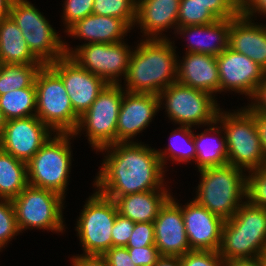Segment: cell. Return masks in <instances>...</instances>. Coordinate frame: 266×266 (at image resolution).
Returning a JSON list of instances; mask_svg holds the SVG:
<instances>
[{
	"mask_svg": "<svg viewBox=\"0 0 266 266\" xmlns=\"http://www.w3.org/2000/svg\"><path fill=\"white\" fill-rule=\"evenodd\" d=\"M105 150L107 156L94 182L99 193L106 197H120L166 190L163 188L164 167L154 148L130 141L117 142L100 149V152Z\"/></svg>",
	"mask_w": 266,
	"mask_h": 266,
	"instance_id": "obj_1",
	"label": "cell"
},
{
	"mask_svg": "<svg viewBox=\"0 0 266 266\" xmlns=\"http://www.w3.org/2000/svg\"><path fill=\"white\" fill-rule=\"evenodd\" d=\"M168 39H144L132 49L125 91L159 95L177 82V55ZM134 51V52H133Z\"/></svg>",
	"mask_w": 266,
	"mask_h": 266,
	"instance_id": "obj_2",
	"label": "cell"
},
{
	"mask_svg": "<svg viewBox=\"0 0 266 266\" xmlns=\"http://www.w3.org/2000/svg\"><path fill=\"white\" fill-rule=\"evenodd\" d=\"M266 250V209L246 200L222 227L223 260L257 258Z\"/></svg>",
	"mask_w": 266,
	"mask_h": 266,
	"instance_id": "obj_3",
	"label": "cell"
},
{
	"mask_svg": "<svg viewBox=\"0 0 266 266\" xmlns=\"http://www.w3.org/2000/svg\"><path fill=\"white\" fill-rule=\"evenodd\" d=\"M199 172L201 181L194 200L224 221L231 219L247 196V176L243 170L226 164Z\"/></svg>",
	"mask_w": 266,
	"mask_h": 266,
	"instance_id": "obj_4",
	"label": "cell"
},
{
	"mask_svg": "<svg viewBox=\"0 0 266 266\" xmlns=\"http://www.w3.org/2000/svg\"><path fill=\"white\" fill-rule=\"evenodd\" d=\"M219 121L226 138L228 164L247 171L266 165L256 121L245 107L234 113L219 111Z\"/></svg>",
	"mask_w": 266,
	"mask_h": 266,
	"instance_id": "obj_5",
	"label": "cell"
},
{
	"mask_svg": "<svg viewBox=\"0 0 266 266\" xmlns=\"http://www.w3.org/2000/svg\"><path fill=\"white\" fill-rule=\"evenodd\" d=\"M71 133H56L27 162L28 185L53 191L65 198L70 166ZM70 139V140H69Z\"/></svg>",
	"mask_w": 266,
	"mask_h": 266,
	"instance_id": "obj_6",
	"label": "cell"
},
{
	"mask_svg": "<svg viewBox=\"0 0 266 266\" xmlns=\"http://www.w3.org/2000/svg\"><path fill=\"white\" fill-rule=\"evenodd\" d=\"M36 116L53 133L75 131L79 116L74 112L62 79L48 66L43 65L35 78Z\"/></svg>",
	"mask_w": 266,
	"mask_h": 266,
	"instance_id": "obj_7",
	"label": "cell"
},
{
	"mask_svg": "<svg viewBox=\"0 0 266 266\" xmlns=\"http://www.w3.org/2000/svg\"><path fill=\"white\" fill-rule=\"evenodd\" d=\"M9 16L21 29L29 50L43 65L66 56L65 43L29 1L12 0Z\"/></svg>",
	"mask_w": 266,
	"mask_h": 266,
	"instance_id": "obj_8",
	"label": "cell"
},
{
	"mask_svg": "<svg viewBox=\"0 0 266 266\" xmlns=\"http://www.w3.org/2000/svg\"><path fill=\"white\" fill-rule=\"evenodd\" d=\"M63 200L53 191L27 185L11 200L19 232L31 227L62 232Z\"/></svg>",
	"mask_w": 266,
	"mask_h": 266,
	"instance_id": "obj_9",
	"label": "cell"
},
{
	"mask_svg": "<svg viewBox=\"0 0 266 266\" xmlns=\"http://www.w3.org/2000/svg\"><path fill=\"white\" fill-rule=\"evenodd\" d=\"M124 91L121 84H108L89 109L79 117L73 135L76 136L84 127L88 141L97 151L115 144L118 115Z\"/></svg>",
	"mask_w": 266,
	"mask_h": 266,
	"instance_id": "obj_10",
	"label": "cell"
},
{
	"mask_svg": "<svg viewBox=\"0 0 266 266\" xmlns=\"http://www.w3.org/2000/svg\"><path fill=\"white\" fill-rule=\"evenodd\" d=\"M117 214L113 199L98 191L89 196L76 226L83 254L103 255L112 248V228Z\"/></svg>",
	"mask_w": 266,
	"mask_h": 266,
	"instance_id": "obj_11",
	"label": "cell"
},
{
	"mask_svg": "<svg viewBox=\"0 0 266 266\" xmlns=\"http://www.w3.org/2000/svg\"><path fill=\"white\" fill-rule=\"evenodd\" d=\"M158 96L160 107L165 99L169 118L182 126L212 125L221 111L214 95L178 82L169 85Z\"/></svg>",
	"mask_w": 266,
	"mask_h": 266,
	"instance_id": "obj_12",
	"label": "cell"
},
{
	"mask_svg": "<svg viewBox=\"0 0 266 266\" xmlns=\"http://www.w3.org/2000/svg\"><path fill=\"white\" fill-rule=\"evenodd\" d=\"M123 42V43H122ZM124 43H85L75 50L65 44V53L81 68L105 80L108 84H119V76L126 77L131 48Z\"/></svg>",
	"mask_w": 266,
	"mask_h": 266,
	"instance_id": "obj_13",
	"label": "cell"
},
{
	"mask_svg": "<svg viewBox=\"0 0 266 266\" xmlns=\"http://www.w3.org/2000/svg\"><path fill=\"white\" fill-rule=\"evenodd\" d=\"M48 66L62 79L73 110L79 117L108 85L105 80L81 68L67 55Z\"/></svg>",
	"mask_w": 266,
	"mask_h": 266,
	"instance_id": "obj_14",
	"label": "cell"
},
{
	"mask_svg": "<svg viewBox=\"0 0 266 266\" xmlns=\"http://www.w3.org/2000/svg\"><path fill=\"white\" fill-rule=\"evenodd\" d=\"M51 132L36 115L8 120L0 134V149L27 163Z\"/></svg>",
	"mask_w": 266,
	"mask_h": 266,
	"instance_id": "obj_15",
	"label": "cell"
},
{
	"mask_svg": "<svg viewBox=\"0 0 266 266\" xmlns=\"http://www.w3.org/2000/svg\"><path fill=\"white\" fill-rule=\"evenodd\" d=\"M219 71V92L224 90L252 97L266 71L251 58L227 47L216 56Z\"/></svg>",
	"mask_w": 266,
	"mask_h": 266,
	"instance_id": "obj_16",
	"label": "cell"
},
{
	"mask_svg": "<svg viewBox=\"0 0 266 266\" xmlns=\"http://www.w3.org/2000/svg\"><path fill=\"white\" fill-rule=\"evenodd\" d=\"M181 209L190 249L218 251L225 221L194 199Z\"/></svg>",
	"mask_w": 266,
	"mask_h": 266,
	"instance_id": "obj_17",
	"label": "cell"
},
{
	"mask_svg": "<svg viewBox=\"0 0 266 266\" xmlns=\"http://www.w3.org/2000/svg\"><path fill=\"white\" fill-rule=\"evenodd\" d=\"M155 246L161 256L181 257L190 252L181 206L171 196L154 220Z\"/></svg>",
	"mask_w": 266,
	"mask_h": 266,
	"instance_id": "obj_18",
	"label": "cell"
},
{
	"mask_svg": "<svg viewBox=\"0 0 266 266\" xmlns=\"http://www.w3.org/2000/svg\"><path fill=\"white\" fill-rule=\"evenodd\" d=\"M160 109L158 95L124 91L116 128V143L129 142L145 129Z\"/></svg>",
	"mask_w": 266,
	"mask_h": 266,
	"instance_id": "obj_19",
	"label": "cell"
},
{
	"mask_svg": "<svg viewBox=\"0 0 266 266\" xmlns=\"http://www.w3.org/2000/svg\"><path fill=\"white\" fill-rule=\"evenodd\" d=\"M228 47L251 58L266 71V25L252 23L242 13L231 18Z\"/></svg>",
	"mask_w": 266,
	"mask_h": 266,
	"instance_id": "obj_20",
	"label": "cell"
},
{
	"mask_svg": "<svg viewBox=\"0 0 266 266\" xmlns=\"http://www.w3.org/2000/svg\"><path fill=\"white\" fill-rule=\"evenodd\" d=\"M177 62V82L209 94L219 92V71L215 56L185 53Z\"/></svg>",
	"mask_w": 266,
	"mask_h": 266,
	"instance_id": "obj_21",
	"label": "cell"
},
{
	"mask_svg": "<svg viewBox=\"0 0 266 266\" xmlns=\"http://www.w3.org/2000/svg\"><path fill=\"white\" fill-rule=\"evenodd\" d=\"M179 7L180 0H137L134 25L140 26L146 39H166L161 33L174 25L177 28Z\"/></svg>",
	"mask_w": 266,
	"mask_h": 266,
	"instance_id": "obj_22",
	"label": "cell"
},
{
	"mask_svg": "<svg viewBox=\"0 0 266 266\" xmlns=\"http://www.w3.org/2000/svg\"><path fill=\"white\" fill-rule=\"evenodd\" d=\"M128 30L132 29L123 19L90 14L65 31L74 38L89 41L88 43H118Z\"/></svg>",
	"mask_w": 266,
	"mask_h": 266,
	"instance_id": "obj_23",
	"label": "cell"
},
{
	"mask_svg": "<svg viewBox=\"0 0 266 266\" xmlns=\"http://www.w3.org/2000/svg\"><path fill=\"white\" fill-rule=\"evenodd\" d=\"M230 27L231 18L218 19L206 25L177 27L176 33L190 37L186 53H202L216 57L228 47ZM191 36L192 39L197 36V39L192 41Z\"/></svg>",
	"mask_w": 266,
	"mask_h": 266,
	"instance_id": "obj_24",
	"label": "cell"
},
{
	"mask_svg": "<svg viewBox=\"0 0 266 266\" xmlns=\"http://www.w3.org/2000/svg\"><path fill=\"white\" fill-rule=\"evenodd\" d=\"M171 197L167 190H150L120 197H108L115 201L118 213L135 223L151 222L157 218L161 207Z\"/></svg>",
	"mask_w": 266,
	"mask_h": 266,
	"instance_id": "obj_25",
	"label": "cell"
},
{
	"mask_svg": "<svg viewBox=\"0 0 266 266\" xmlns=\"http://www.w3.org/2000/svg\"><path fill=\"white\" fill-rule=\"evenodd\" d=\"M42 64L29 50L21 29L9 16L0 20V64Z\"/></svg>",
	"mask_w": 266,
	"mask_h": 266,
	"instance_id": "obj_26",
	"label": "cell"
},
{
	"mask_svg": "<svg viewBox=\"0 0 266 266\" xmlns=\"http://www.w3.org/2000/svg\"><path fill=\"white\" fill-rule=\"evenodd\" d=\"M214 124L215 127L210 126L209 129H205V131L201 132L200 134L195 135L193 133V141L196 150L195 162L197 164L198 170L207 167H215L228 164L225 135L218 140H216L217 138L209 137L210 132L222 134L219 130L221 127L216 126L218 122H215Z\"/></svg>",
	"mask_w": 266,
	"mask_h": 266,
	"instance_id": "obj_27",
	"label": "cell"
},
{
	"mask_svg": "<svg viewBox=\"0 0 266 266\" xmlns=\"http://www.w3.org/2000/svg\"><path fill=\"white\" fill-rule=\"evenodd\" d=\"M27 185V163L0 149V199H14Z\"/></svg>",
	"mask_w": 266,
	"mask_h": 266,
	"instance_id": "obj_28",
	"label": "cell"
},
{
	"mask_svg": "<svg viewBox=\"0 0 266 266\" xmlns=\"http://www.w3.org/2000/svg\"><path fill=\"white\" fill-rule=\"evenodd\" d=\"M0 109L6 120L35 116L36 113V87L16 89L0 95Z\"/></svg>",
	"mask_w": 266,
	"mask_h": 266,
	"instance_id": "obj_29",
	"label": "cell"
},
{
	"mask_svg": "<svg viewBox=\"0 0 266 266\" xmlns=\"http://www.w3.org/2000/svg\"><path fill=\"white\" fill-rule=\"evenodd\" d=\"M43 64H0V95L31 87Z\"/></svg>",
	"mask_w": 266,
	"mask_h": 266,
	"instance_id": "obj_30",
	"label": "cell"
},
{
	"mask_svg": "<svg viewBox=\"0 0 266 266\" xmlns=\"http://www.w3.org/2000/svg\"><path fill=\"white\" fill-rule=\"evenodd\" d=\"M191 128L192 127L190 126L181 125V127L175 129V131L171 133L169 138L171 140L169 141L170 143L168 145V148H165L164 152H162V150H157V154L163 166L166 163V159L169 157L171 158V160L173 159L172 161L175 160L177 162L186 163L190 162L191 160L195 161L196 150L193 141V132Z\"/></svg>",
	"mask_w": 266,
	"mask_h": 266,
	"instance_id": "obj_31",
	"label": "cell"
},
{
	"mask_svg": "<svg viewBox=\"0 0 266 266\" xmlns=\"http://www.w3.org/2000/svg\"><path fill=\"white\" fill-rule=\"evenodd\" d=\"M137 0H94L92 14L123 19L130 27L136 21Z\"/></svg>",
	"mask_w": 266,
	"mask_h": 266,
	"instance_id": "obj_32",
	"label": "cell"
},
{
	"mask_svg": "<svg viewBox=\"0 0 266 266\" xmlns=\"http://www.w3.org/2000/svg\"><path fill=\"white\" fill-rule=\"evenodd\" d=\"M218 19L203 5L193 0H180L177 27L206 25Z\"/></svg>",
	"mask_w": 266,
	"mask_h": 266,
	"instance_id": "obj_33",
	"label": "cell"
},
{
	"mask_svg": "<svg viewBox=\"0 0 266 266\" xmlns=\"http://www.w3.org/2000/svg\"><path fill=\"white\" fill-rule=\"evenodd\" d=\"M248 172L246 199L251 204L266 209V165Z\"/></svg>",
	"mask_w": 266,
	"mask_h": 266,
	"instance_id": "obj_34",
	"label": "cell"
},
{
	"mask_svg": "<svg viewBox=\"0 0 266 266\" xmlns=\"http://www.w3.org/2000/svg\"><path fill=\"white\" fill-rule=\"evenodd\" d=\"M17 234L19 230L12 201L0 199V251Z\"/></svg>",
	"mask_w": 266,
	"mask_h": 266,
	"instance_id": "obj_35",
	"label": "cell"
},
{
	"mask_svg": "<svg viewBox=\"0 0 266 266\" xmlns=\"http://www.w3.org/2000/svg\"><path fill=\"white\" fill-rule=\"evenodd\" d=\"M64 2L62 17L67 30L93 12L94 0H65Z\"/></svg>",
	"mask_w": 266,
	"mask_h": 266,
	"instance_id": "obj_36",
	"label": "cell"
},
{
	"mask_svg": "<svg viewBox=\"0 0 266 266\" xmlns=\"http://www.w3.org/2000/svg\"><path fill=\"white\" fill-rule=\"evenodd\" d=\"M207 7L217 19L235 18L241 13L238 0H193Z\"/></svg>",
	"mask_w": 266,
	"mask_h": 266,
	"instance_id": "obj_37",
	"label": "cell"
},
{
	"mask_svg": "<svg viewBox=\"0 0 266 266\" xmlns=\"http://www.w3.org/2000/svg\"><path fill=\"white\" fill-rule=\"evenodd\" d=\"M181 266H224L218 251L191 250L180 257Z\"/></svg>",
	"mask_w": 266,
	"mask_h": 266,
	"instance_id": "obj_38",
	"label": "cell"
},
{
	"mask_svg": "<svg viewBox=\"0 0 266 266\" xmlns=\"http://www.w3.org/2000/svg\"><path fill=\"white\" fill-rule=\"evenodd\" d=\"M146 246H155L154 223H135L133 234L131 235L126 248H142Z\"/></svg>",
	"mask_w": 266,
	"mask_h": 266,
	"instance_id": "obj_39",
	"label": "cell"
},
{
	"mask_svg": "<svg viewBox=\"0 0 266 266\" xmlns=\"http://www.w3.org/2000/svg\"><path fill=\"white\" fill-rule=\"evenodd\" d=\"M134 227L135 222L118 213L112 228V247H126Z\"/></svg>",
	"mask_w": 266,
	"mask_h": 266,
	"instance_id": "obj_40",
	"label": "cell"
},
{
	"mask_svg": "<svg viewBox=\"0 0 266 266\" xmlns=\"http://www.w3.org/2000/svg\"><path fill=\"white\" fill-rule=\"evenodd\" d=\"M128 253L136 266H154L161 256L156 246L142 248H127Z\"/></svg>",
	"mask_w": 266,
	"mask_h": 266,
	"instance_id": "obj_41",
	"label": "cell"
},
{
	"mask_svg": "<svg viewBox=\"0 0 266 266\" xmlns=\"http://www.w3.org/2000/svg\"><path fill=\"white\" fill-rule=\"evenodd\" d=\"M103 256L106 258L109 266H136L126 247H112Z\"/></svg>",
	"mask_w": 266,
	"mask_h": 266,
	"instance_id": "obj_42",
	"label": "cell"
},
{
	"mask_svg": "<svg viewBox=\"0 0 266 266\" xmlns=\"http://www.w3.org/2000/svg\"><path fill=\"white\" fill-rule=\"evenodd\" d=\"M251 98L252 100H255V103H251L247 107L252 112L266 114V75L256 87V90Z\"/></svg>",
	"mask_w": 266,
	"mask_h": 266,
	"instance_id": "obj_43",
	"label": "cell"
},
{
	"mask_svg": "<svg viewBox=\"0 0 266 266\" xmlns=\"http://www.w3.org/2000/svg\"><path fill=\"white\" fill-rule=\"evenodd\" d=\"M72 266H109L103 255L81 254L72 258Z\"/></svg>",
	"mask_w": 266,
	"mask_h": 266,
	"instance_id": "obj_44",
	"label": "cell"
},
{
	"mask_svg": "<svg viewBox=\"0 0 266 266\" xmlns=\"http://www.w3.org/2000/svg\"><path fill=\"white\" fill-rule=\"evenodd\" d=\"M257 11L261 12L260 15H266V0H245L241 4V13L250 19Z\"/></svg>",
	"mask_w": 266,
	"mask_h": 266,
	"instance_id": "obj_45",
	"label": "cell"
},
{
	"mask_svg": "<svg viewBox=\"0 0 266 266\" xmlns=\"http://www.w3.org/2000/svg\"><path fill=\"white\" fill-rule=\"evenodd\" d=\"M246 109L253 115L256 121V127H257L258 134L260 137L262 150L264 153V157L266 159V114L252 112L247 106H246Z\"/></svg>",
	"mask_w": 266,
	"mask_h": 266,
	"instance_id": "obj_46",
	"label": "cell"
},
{
	"mask_svg": "<svg viewBox=\"0 0 266 266\" xmlns=\"http://www.w3.org/2000/svg\"><path fill=\"white\" fill-rule=\"evenodd\" d=\"M224 266H262L260 257L228 259L224 261Z\"/></svg>",
	"mask_w": 266,
	"mask_h": 266,
	"instance_id": "obj_47",
	"label": "cell"
},
{
	"mask_svg": "<svg viewBox=\"0 0 266 266\" xmlns=\"http://www.w3.org/2000/svg\"><path fill=\"white\" fill-rule=\"evenodd\" d=\"M154 266H181L178 256H160Z\"/></svg>",
	"mask_w": 266,
	"mask_h": 266,
	"instance_id": "obj_48",
	"label": "cell"
},
{
	"mask_svg": "<svg viewBox=\"0 0 266 266\" xmlns=\"http://www.w3.org/2000/svg\"><path fill=\"white\" fill-rule=\"evenodd\" d=\"M12 0H0V20L9 17Z\"/></svg>",
	"mask_w": 266,
	"mask_h": 266,
	"instance_id": "obj_49",
	"label": "cell"
},
{
	"mask_svg": "<svg viewBox=\"0 0 266 266\" xmlns=\"http://www.w3.org/2000/svg\"><path fill=\"white\" fill-rule=\"evenodd\" d=\"M6 122H7V120H6L2 110L0 109V134L3 131V129H4L5 125H6Z\"/></svg>",
	"mask_w": 266,
	"mask_h": 266,
	"instance_id": "obj_50",
	"label": "cell"
},
{
	"mask_svg": "<svg viewBox=\"0 0 266 266\" xmlns=\"http://www.w3.org/2000/svg\"><path fill=\"white\" fill-rule=\"evenodd\" d=\"M262 266H266V250L260 255Z\"/></svg>",
	"mask_w": 266,
	"mask_h": 266,
	"instance_id": "obj_51",
	"label": "cell"
},
{
	"mask_svg": "<svg viewBox=\"0 0 266 266\" xmlns=\"http://www.w3.org/2000/svg\"><path fill=\"white\" fill-rule=\"evenodd\" d=\"M240 2V4H242L245 0H238Z\"/></svg>",
	"mask_w": 266,
	"mask_h": 266,
	"instance_id": "obj_52",
	"label": "cell"
}]
</instances>
